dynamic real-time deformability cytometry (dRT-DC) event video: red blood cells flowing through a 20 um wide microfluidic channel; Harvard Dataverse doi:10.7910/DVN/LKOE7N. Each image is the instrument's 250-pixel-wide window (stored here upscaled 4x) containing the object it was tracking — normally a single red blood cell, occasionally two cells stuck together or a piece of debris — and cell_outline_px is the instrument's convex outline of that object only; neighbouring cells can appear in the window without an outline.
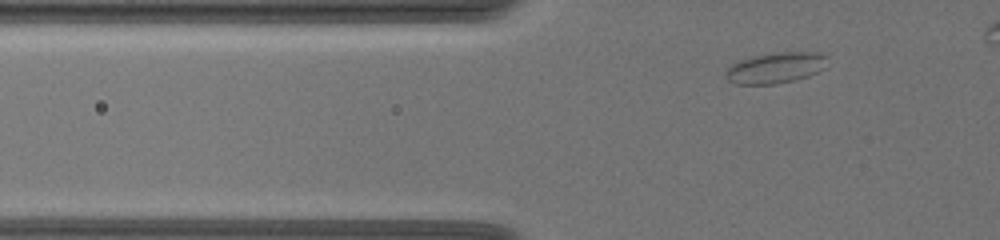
{"species": "common noctule bat (a hibernating species)", "species_latin": "Nyctalus noctula", "temperature_condition": "warm", "stored_images_in_passage": 42, "camera_frame_rate_fps": 3000, "um_per_image_px": 0.085, "animal": {"sex": "female", "body_mass_g": 19.5, "forearm_length_mm": 54.1}, "frame": {"image": 1, "passage_image": 7, "time_ms": 2.0, "image_size_px": [1000, 240], "cell_outline_px": [[828, 56], [824, 68], [808, 76], [792, 80], [772, 84], [736, 84], [728, 80], [724, 72], [732, 64], [740, 60], [752, 56], [776, 52], [816, 52]], "centroid_in_image_um": [65.91, 5.75], "position_along_channel_um": 59.9, "area_um2": 18.15}}
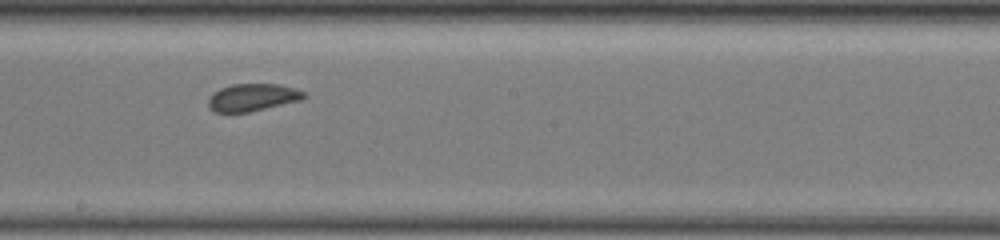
{"frame": {"image": 2, "passage_image": 23, "time_ms": 7.333, "image_size_px": [1000, 240], "cell_outline_px": [[308, 96], [300, 100], [248, 112], [216, 112], [208, 104], [208, 96], [212, 92], [220, 88], [232, 84], [280, 84], [296, 88], [304, 92]], "centroid_in_image_um": [21.46, 8.26], "position_along_channel_um": 226.7, "area_um2": 15.26}}
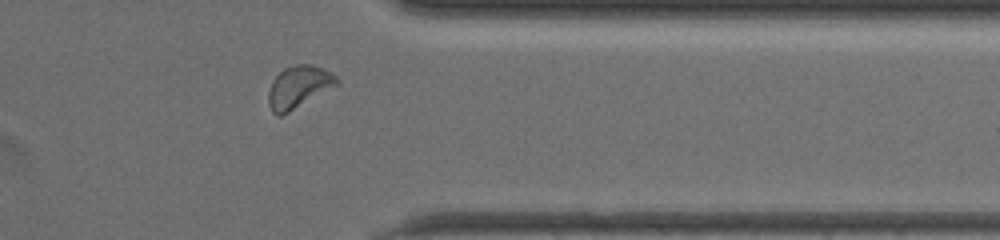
{"frame": {"image": 3, "passage_image": 37, "time_ms": 12.0, "image_size_px": [1000, 240], "cell_outline_px": [[340, 80], [336, 84], [288, 112], [280, 116], [276, 116], [272, 112], [268, 104], [268, 92], [272, 80], [284, 68], [296, 64], [312, 64], [332, 72]], "centroid_in_image_um": [25.34, 7.37], "position_along_channel_um": 386.1, "area_um2": 16.47}}